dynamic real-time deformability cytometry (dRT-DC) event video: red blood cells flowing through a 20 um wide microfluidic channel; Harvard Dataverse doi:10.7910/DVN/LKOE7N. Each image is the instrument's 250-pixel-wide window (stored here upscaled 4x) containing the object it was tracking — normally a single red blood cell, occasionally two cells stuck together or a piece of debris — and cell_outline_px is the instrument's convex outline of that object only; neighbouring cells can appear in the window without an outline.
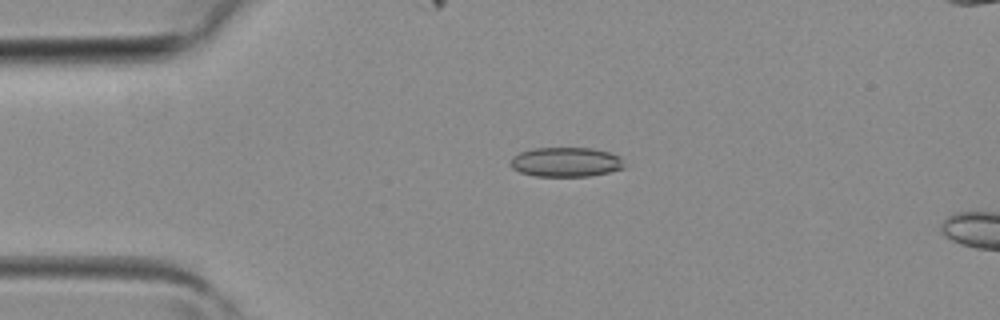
{"species": "common noctule bat (a hibernating species)", "species_latin": "Nyctalus noctula", "temperature_condition": "room temperature", "stored_images_in_passage": 2, "camera_frame_rate_fps": 3000, "um_per_image_px": 0.085, "animal": {"sex": "female", "body_mass_g": 19.3, "forearm_length_mm": 54.1}, "frame": {"image": 1, "passage_image": 1, "time_ms": 0.0, "image_size_px": [1000, 320], "cell_outline_px": [[624, 168], [608, 172], [588, 176], [536, 176], [520, 172], [512, 168], [508, 164], [508, 160], [512, 156], [520, 152], [532, 148], [592, 148], [612, 152], [620, 156], [624, 164]], "centroid_in_image_um": [48.07, 13.76], "position_along_channel_um": 36.9, "area_um2": 19.83}}